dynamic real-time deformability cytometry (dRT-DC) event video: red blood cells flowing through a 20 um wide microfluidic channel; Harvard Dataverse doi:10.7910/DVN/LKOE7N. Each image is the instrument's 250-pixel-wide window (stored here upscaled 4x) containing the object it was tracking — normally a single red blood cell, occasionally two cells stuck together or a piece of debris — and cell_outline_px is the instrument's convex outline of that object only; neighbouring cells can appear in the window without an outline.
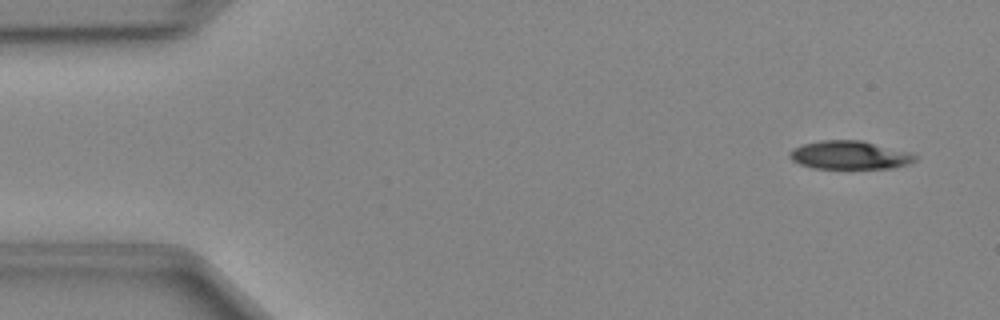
{"species": "Egyptian fruit bat (a non-hibernating species)", "species_latin": "Rousettus aegyptiacus", "temperature_condition": "cold", "stored_images_in_passage": 48, "camera_frame_rate_fps": 3000, "um_per_image_px": 0.085, "animal": {"sex": "female"}, "frame": {"image": 1, "passage_image": 3, "time_ms": 0.667, "image_size_px": [1000, 320], "cell_outline_px": [[920, 156], [916, 160], [908, 164], [892, 168], [812, 168], [800, 164], [792, 160], [788, 156], [788, 152], [792, 148], [804, 144], [824, 140], [860, 140], [908, 152]], "centroid_in_image_um": [72.2, 13.19], "position_along_channel_um": 12.8, "area_um2": 20.63}}
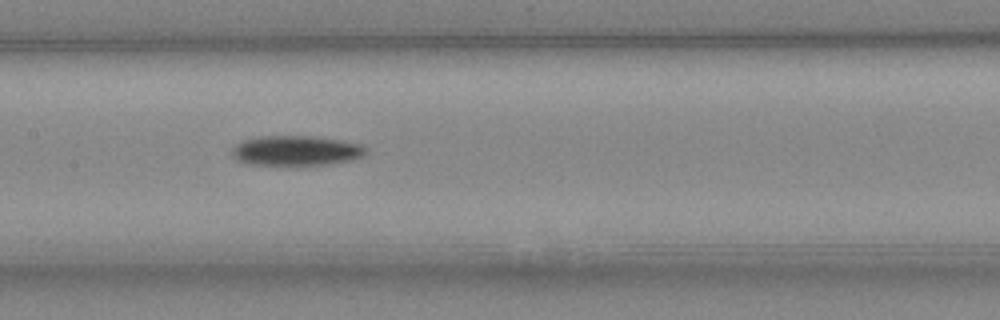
{"frame": {"image": 2, "passage_image": 23, "time_ms": 7.333, "image_size_px": [1000, 320], "cell_outline_px": [[368, 152], [364, 156], [352, 160], [332, 164], [248, 164], [236, 160], [232, 156], [232, 148], [236, 144], [244, 140], [264, 136], [312, 136], [364, 144], [368, 148]], "centroid_in_image_um": [25.22, 12.8], "position_along_channel_um": 182.2, "area_um2": 23.35}}
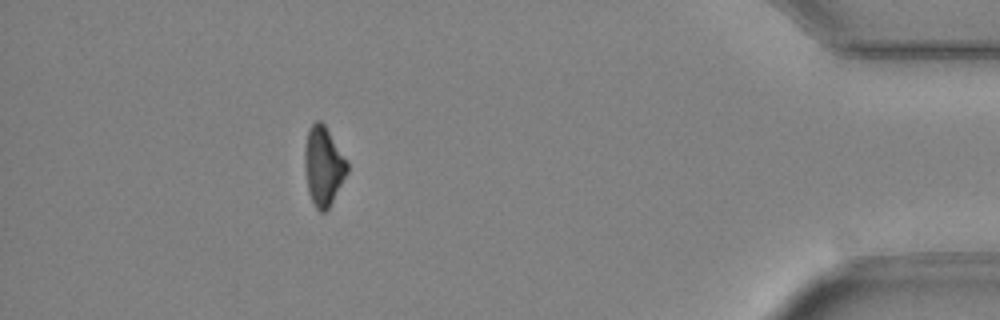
{"frame": {"image": 3, "passage_image": 43, "time_ms": 14.0, "image_size_px": [1000, 320], "cell_outline_px": [[348, 172], [328, 208], [324, 212], [320, 212], [316, 208], [308, 192], [304, 168], [304, 148], [308, 128], [316, 120], [320, 120], [324, 124], [348, 164]], "centroid_in_image_um": [27.45, 14.1], "position_along_channel_um": 407.7, "area_um2": 19.36}}